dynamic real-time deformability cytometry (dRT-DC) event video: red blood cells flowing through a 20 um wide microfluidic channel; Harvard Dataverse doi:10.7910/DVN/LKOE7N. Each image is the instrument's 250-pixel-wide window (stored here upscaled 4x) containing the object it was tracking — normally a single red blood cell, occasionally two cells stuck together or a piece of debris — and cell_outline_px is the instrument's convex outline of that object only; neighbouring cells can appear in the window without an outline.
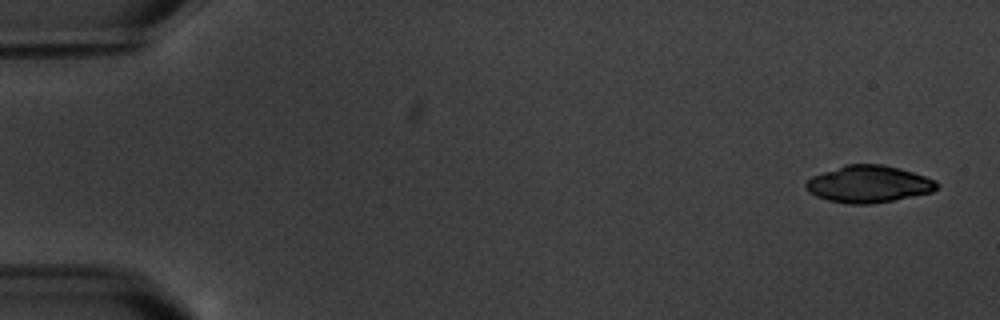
{"species": "common noctule bat (a hibernating species)", "species_latin": "Nyctalus noctula", "temperature_condition": "warm", "stored_images_in_passage": 5, "camera_frame_rate_fps": 3000, "um_per_image_px": 0.085, "animal": {"sex": "male", "body_mass_g": 20.1, "forearm_length_mm": 53.5}, "frame": {"image": 1, "passage_image": 1, "time_ms": 0.0, "image_size_px": [1000, 320], "cell_outline_px": [[940, 184], [932, 192], [872, 204], [848, 204], [828, 200], [816, 196], [808, 192], [804, 188], [804, 184], [812, 176], [844, 164], [884, 164], [900, 168], [936, 180]], "centroid_in_image_um": [73.8, 15.64], "position_along_channel_um": 11.2, "area_um2": 28.32}}